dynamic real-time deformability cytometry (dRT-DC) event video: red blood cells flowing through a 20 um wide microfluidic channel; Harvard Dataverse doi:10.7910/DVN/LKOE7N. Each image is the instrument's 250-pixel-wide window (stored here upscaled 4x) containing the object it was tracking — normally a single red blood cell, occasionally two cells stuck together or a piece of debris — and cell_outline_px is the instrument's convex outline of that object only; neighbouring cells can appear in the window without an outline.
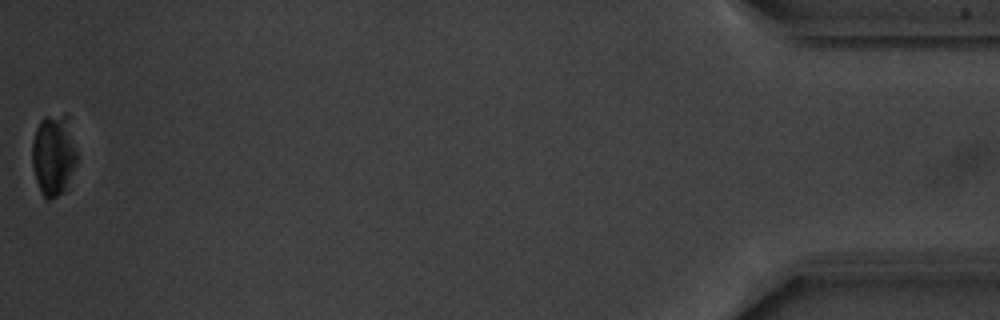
{"species": "common noctule bat (a hibernating species)", "species_latin": "Nyctalus noctula", "temperature_condition": "warm", "stored_images_in_passage": 48, "camera_frame_rate_fps": 3000, "um_per_image_px": 0.085, "animal": {"sex": "male", "body_mass_g": 20.1, "forearm_length_mm": 53.5}, "frame": {"image": 1, "passage_image": 48, "time_ms": 15.667, "image_size_px": [1000, 320], "cell_outline_px": [[76, 164], [64, 192], [52, 200], [48, 200], [40, 192], [36, 180], [32, 164], [32, 144], [36, 128], [40, 120], [44, 116], [64, 112], [68, 112], [76, 148]], "centroid_in_image_um": [4.56, 13.12], "position_along_channel_um": 430.6, "area_um2": 21.73}, "authors_computed_cell_mechanics": {"area_um2": 27.0215, "velocity_mm_per_s": 3.7274, "shape_relaxation_time_tau1_ms": 2.5347, "shape_relaxation_time_tau2_ms": null, "deformation_change_tau1": 0.071, "deformation_change_tau2": null}}